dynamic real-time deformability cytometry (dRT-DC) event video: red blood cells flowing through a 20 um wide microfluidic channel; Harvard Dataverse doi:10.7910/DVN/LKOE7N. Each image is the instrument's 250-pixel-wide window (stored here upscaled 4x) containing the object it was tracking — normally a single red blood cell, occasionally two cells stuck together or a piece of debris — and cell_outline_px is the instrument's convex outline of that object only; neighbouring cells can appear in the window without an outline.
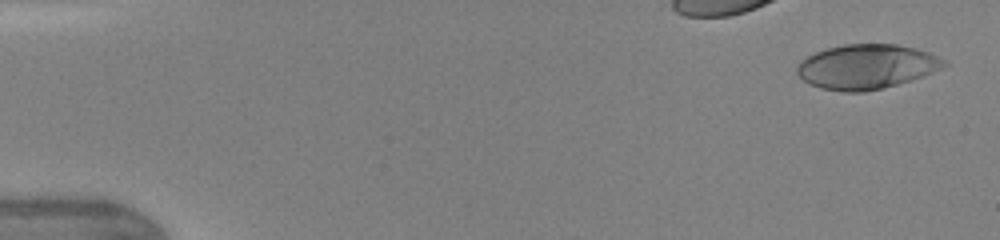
{"species": "human", "species_latin": "Homo sapiens", "temperature_condition": "warm", "stored_images_in_passage": 46, "camera_frame_rate_fps": 3000, "um_per_image_px": 0.085, "donor": {"sex": "female"}, "frame": {"image": 1, "passage_image": 2, "time_ms": 0.333, "image_size_px": [1000, 240], "cell_outline_px": [[948, 64], [924, 76], [896, 84], [864, 92], [844, 92], [820, 88], [808, 84], [796, 72], [796, 68], [808, 56], [816, 52], [828, 48], [844, 44], [896, 44], [916, 48], [928, 52], [948, 60]], "centroid_in_image_um": [73.68, 5.66], "position_along_channel_um": 11.3, "area_um2": 38.03}}
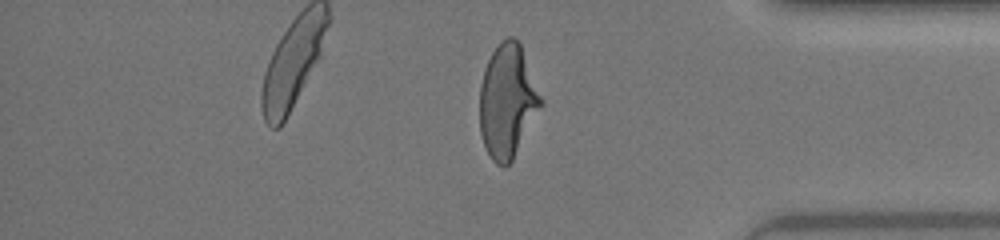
{"frame": {"image": 2, "passage_image": 39, "time_ms": 12.667, "image_size_px": [1000, 240], "cell_outline_px": [[544, 104], [512, 160], [504, 168], [496, 164], [492, 160], [484, 144], [480, 132], [480, 84], [484, 68], [492, 52], [508, 36], [512, 36], [520, 44], [544, 100]], "centroid_in_image_um": [43.15, 8.62], "position_along_channel_um": 392.1, "area_um2": 40.46}}
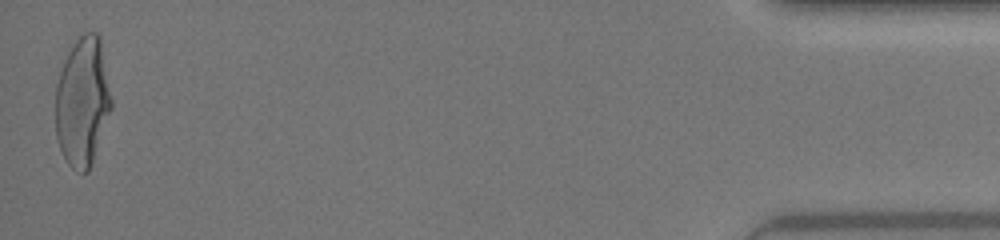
{"frame": {"image": 3, "passage_image": 46, "time_ms": 15.0, "image_size_px": [1000, 240], "cell_outline_px": [[112, 108], [88, 172], [76, 172], [68, 164], [60, 148], [56, 136], [56, 84], [64, 60], [68, 52], [76, 40], [84, 32], [96, 32], [100, 36], [112, 100]], "centroid_in_image_um": [7.02, 8.63], "position_along_channel_um": 428.2, "area_um2": 41.85}, "authors_computed_cell_mechanics": {"area_um2": 39.4196, "velocity_mm_per_s": 4.3551, "shape_relaxation_time_tau1_ms": 4.8542, "shape_relaxation_time_tau2_ms": null, "deformation_change_tau1": 0.2331, "deformation_change_tau2": null}}